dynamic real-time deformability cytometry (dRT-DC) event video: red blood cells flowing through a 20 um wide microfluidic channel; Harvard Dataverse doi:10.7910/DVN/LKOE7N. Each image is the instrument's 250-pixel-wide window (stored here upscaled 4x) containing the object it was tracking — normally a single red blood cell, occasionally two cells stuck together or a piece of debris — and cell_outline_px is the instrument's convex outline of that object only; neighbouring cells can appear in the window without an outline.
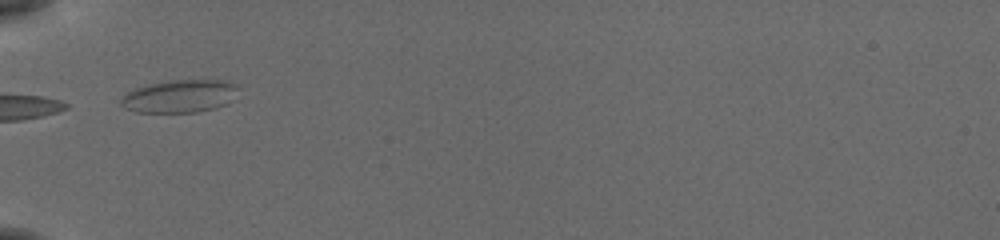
{"species": "common noctule bat (a hibernating species)", "species_latin": "Nyctalus noctula", "temperature_condition": "cold", "stored_images_in_passage": 8, "camera_frame_rate_fps": 3000, "um_per_image_px": 0.085, "animal": {"sex": "female", "body_mass_g": 19.5, "forearm_length_mm": 54.1}, "frame": {"image": 1, "passage_image": 1, "time_ms": 0.0, "image_size_px": [1000, 240], "cell_outline_px": [[236, 88], [224, 104], [216, 108], [196, 112], [136, 112], [124, 108], [120, 104], [120, 100], [128, 92], [136, 88], [152, 84], [172, 80], [224, 80], [232, 84]], "centroid_in_image_um": [15.18, 8.19], "position_along_channel_um": 69.8, "area_um2": 21.68}}